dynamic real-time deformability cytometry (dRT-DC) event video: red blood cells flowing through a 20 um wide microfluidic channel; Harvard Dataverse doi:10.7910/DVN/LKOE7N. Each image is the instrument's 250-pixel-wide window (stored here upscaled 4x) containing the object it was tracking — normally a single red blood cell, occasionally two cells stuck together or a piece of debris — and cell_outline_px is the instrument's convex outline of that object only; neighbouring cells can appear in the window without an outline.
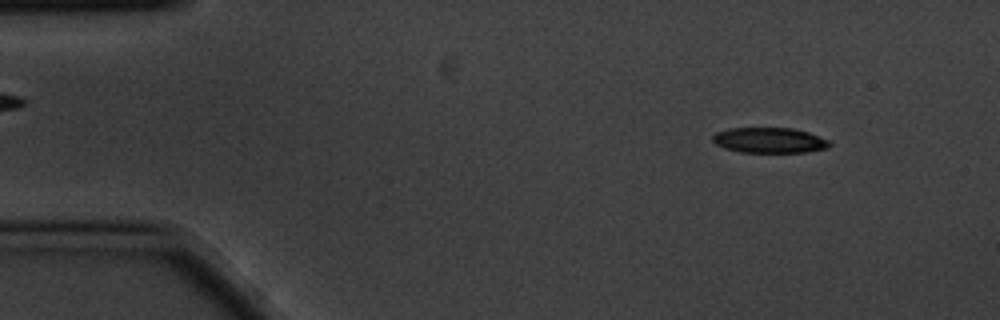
{"species": "common noctule bat (a hibernating species)", "species_latin": "Nyctalus noctula", "temperature_condition": "cold", "stored_images_in_passage": 3, "camera_frame_rate_fps": 3000, "um_per_image_px": 0.085, "animal": {"sex": "male", "body_mass_g": 20.1, "forearm_length_mm": 53.5}, "frame": {"image": 1, "passage_image": 1, "time_ms": 0.0, "image_size_px": [1000, 320], "cell_outline_px": [[832, 144], [828, 148], [808, 152], [740, 152], [724, 148], [716, 144], [712, 140], [712, 136], [716, 132], [728, 128], [792, 128], [808, 132], [828, 140]], "centroid_in_image_um": [65.39, 11.92], "position_along_channel_um": 19.6, "area_um2": 17.34}}
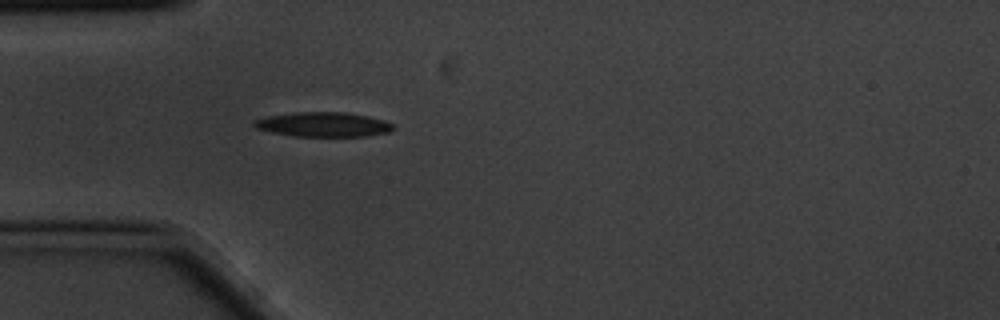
{"frame": {"image": 2, "passage_image": 3, "time_ms": 0.667, "image_size_px": [1000, 320], "cell_outline_px": [[396, 128], [388, 132], [364, 136], [292, 136], [272, 132], [256, 128], [252, 124], [252, 120], [268, 116], [292, 112], [344, 112], [368, 116], [384, 120], [392, 124]], "centroid_in_image_um": [27.45, 10.57], "position_along_channel_um": 57.5, "area_um2": 19.94}}